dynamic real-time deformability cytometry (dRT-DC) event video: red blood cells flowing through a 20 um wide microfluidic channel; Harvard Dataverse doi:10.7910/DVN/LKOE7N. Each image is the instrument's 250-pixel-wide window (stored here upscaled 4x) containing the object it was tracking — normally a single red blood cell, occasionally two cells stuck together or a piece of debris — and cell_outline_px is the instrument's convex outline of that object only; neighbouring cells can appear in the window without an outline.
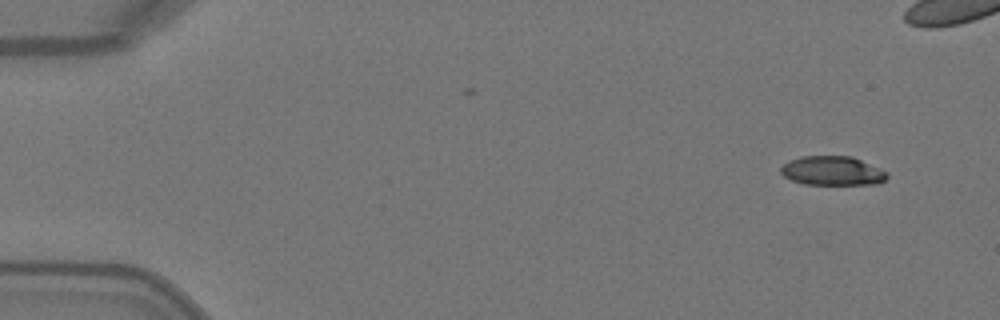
{"species": "Egyptian fruit bat (a non-hibernating species)", "species_latin": "Rousettus aegyptiacus", "temperature_condition": "warm", "stored_images_in_passage": 41, "camera_frame_rate_fps": 3000, "um_per_image_px": 0.085, "animal": {"sex": "female"}, "frame": {"image": 1, "passage_image": 1, "time_ms": 0.0, "image_size_px": [1000, 320], "cell_outline_px": [[888, 176], [880, 184], [804, 184], [792, 180], [784, 176], [780, 172], [780, 168], [788, 160], [800, 156], [852, 156], [880, 168], [888, 172]], "centroid_in_image_um": [70.76, 14.51], "position_along_channel_um": 14.2, "area_um2": 18.15}}
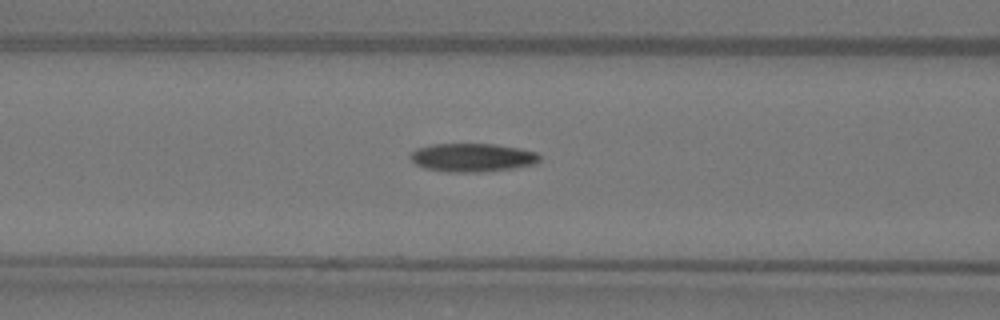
{"frame": {"image": 2, "passage_image": 18, "time_ms": 5.667, "image_size_px": [1000, 320], "cell_outline_px": [[540, 160], [536, 164], [512, 168], [476, 172], [444, 172], [424, 168], [416, 164], [408, 156], [416, 148], [432, 144], [496, 144], [520, 148], [536, 152], [540, 156]], "centroid_in_image_um": [40.13, 13.38], "position_along_channel_um": 126.5, "area_um2": 21.5}}
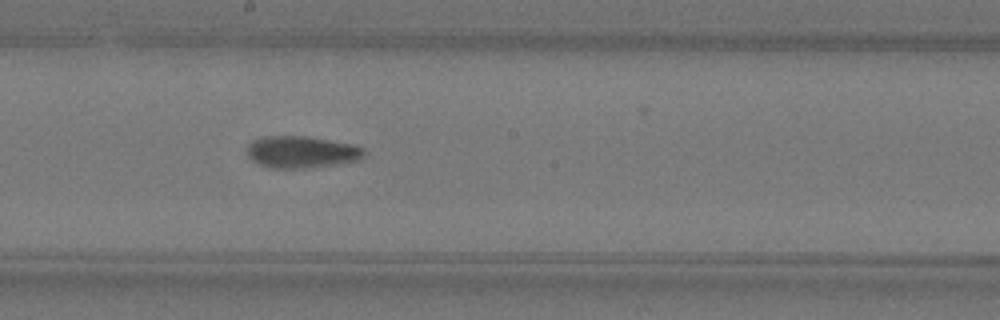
{"frame": {"image": 3, "passage_image": 25, "time_ms": 8.0, "image_size_px": [1000, 320], "cell_outline_px": [[364, 156], [360, 160], [336, 164], [304, 168], [272, 168], [260, 164], [252, 160], [248, 156], [248, 144], [252, 140], [264, 136], [308, 136], [352, 144], [364, 148]], "centroid_in_image_um": [25.63, 12.91], "position_along_channel_um": 222.6, "area_um2": 21.73}}